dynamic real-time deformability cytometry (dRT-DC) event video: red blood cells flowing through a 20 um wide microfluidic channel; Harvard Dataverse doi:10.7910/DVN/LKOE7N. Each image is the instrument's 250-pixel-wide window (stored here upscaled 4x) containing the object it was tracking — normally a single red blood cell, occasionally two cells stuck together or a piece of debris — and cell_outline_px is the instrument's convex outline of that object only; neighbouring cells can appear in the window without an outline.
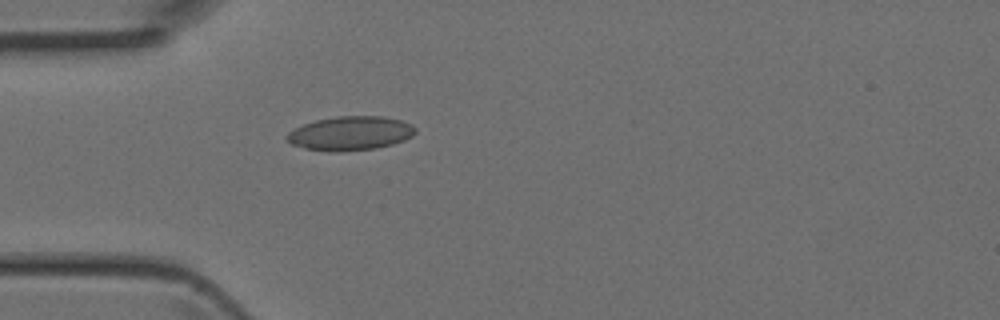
{"species": "Egyptian fruit bat (a non-hibernating species)", "species_latin": "Rousettus aegyptiacus", "temperature_condition": "room temperature", "stored_images_in_passage": 2, "camera_frame_rate_fps": 3000, "um_per_image_px": 0.085, "animal": {"sex": "female"}, "frame": {"image": 1, "passage_image": 2, "time_ms": 0.333, "image_size_px": [1000, 320], "cell_outline_px": [[416, 132], [412, 136], [404, 140], [392, 144], [376, 148], [340, 152], [332, 152], [304, 148], [292, 144], [284, 136], [288, 132], [304, 124], [316, 120], [336, 116], [384, 116], [400, 120], [412, 124], [416, 128]], "centroid_in_image_um": [29.79, 11.33], "position_along_channel_um": 55.2, "area_um2": 25.55}}